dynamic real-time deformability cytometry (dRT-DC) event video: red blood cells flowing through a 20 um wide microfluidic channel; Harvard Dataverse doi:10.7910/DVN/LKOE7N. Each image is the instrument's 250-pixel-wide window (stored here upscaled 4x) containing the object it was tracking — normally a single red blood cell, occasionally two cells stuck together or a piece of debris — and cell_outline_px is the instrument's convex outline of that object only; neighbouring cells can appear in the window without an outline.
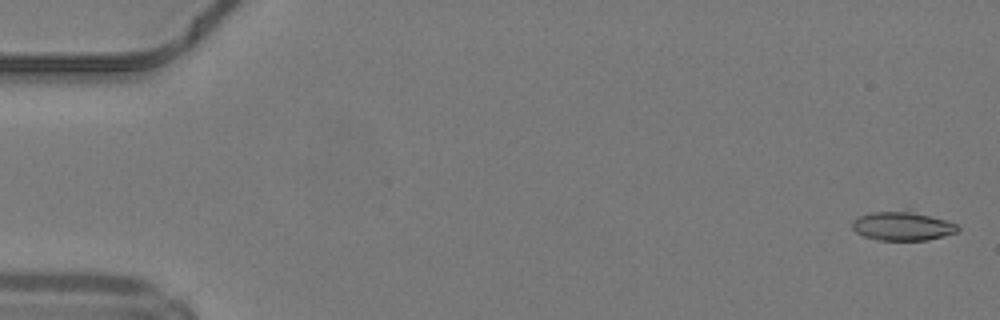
{"species": "common noctule bat (a hibernating species)", "species_latin": "Nyctalus noctula", "temperature_condition": "warm", "stored_images_in_passage": 11, "camera_frame_rate_fps": 3000, "um_per_image_px": 0.085, "animal": {"sex": "male", "body_mass_g": 19.2, "forearm_length_mm": 51.8}, "frame": {"image": 1, "passage_image": 2, "time_ms": 0.333, "image_size_px": [1000, 320], "cell_outline_px": [[960, 228], [956, 232], [944, 236], [928, 240], [880, 240], [864, 236], [856, 232], [852, 228], [852, 220], [860, 216], [872, 212], [912, 212], [944, 220], [956, 224]], "centroid_in_image_um": [76.68, 19.24], "position_along_channel_um": 8.3, "area_um2": 17.22}}